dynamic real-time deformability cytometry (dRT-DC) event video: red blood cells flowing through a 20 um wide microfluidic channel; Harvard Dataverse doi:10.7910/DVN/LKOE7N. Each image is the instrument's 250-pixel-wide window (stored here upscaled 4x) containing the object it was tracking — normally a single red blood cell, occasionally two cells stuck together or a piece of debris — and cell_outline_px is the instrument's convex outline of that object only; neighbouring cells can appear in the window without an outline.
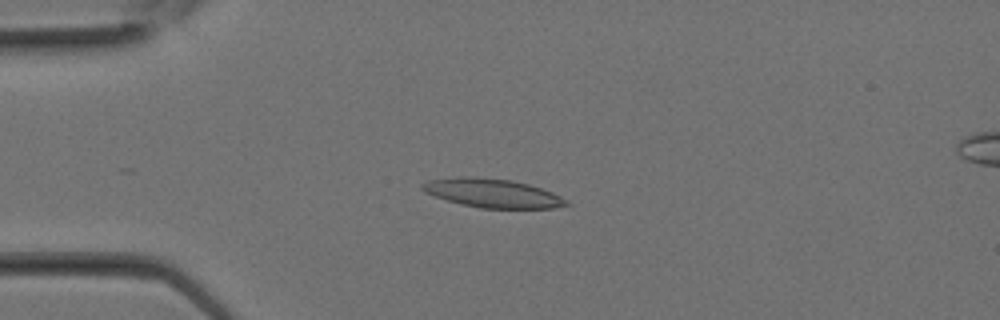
{"species": "Egyptian fruit bat (a non-hibernating species)", "species_latin": "Rousettus aegyptiacus", "temperature_condition": "room temperature", "stored_images_in_passage": 14, "camera_frame_rate_fps": 3000, "um_per_image_px": 0.085, "animal": {"sex": "female"}, "frame": {"image": 1, "passage_image": 7, "time_ms": 2.0, "image_size_px": [1000, 320], "cell_outline_px": [[572, 204], [556, 208], [480, 208], [460, 204], [424, 192], [420, 188], [420, 184], [428, 180], [460, 176], [476, 176], [512, 180], [528, 184], [552, 192], [568, 200]], "centroid_in_image_um": [41.86, 16.41], "position_along_channel_um": 43.1, "area_um2": 24.33}}
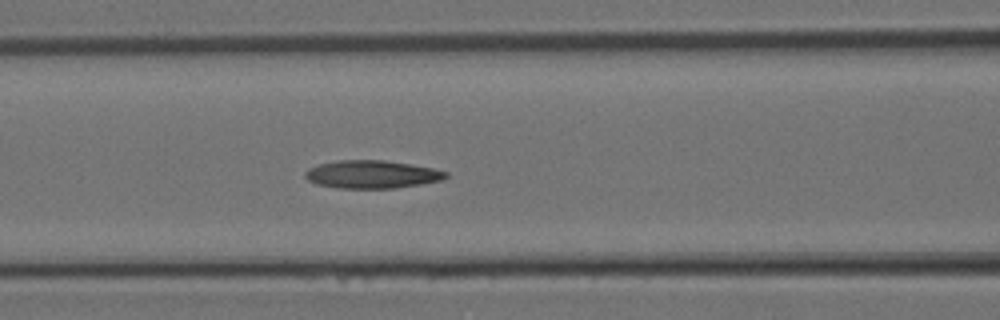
{"frame": {"image": 2, "passage_image": 12, "time_ms": 3.667, "image_size_px": [1000, 320], "cell_outline_px": [[448, 176], [444, 180], [424, 184], [396, 188], [336, 188], [316, 184], [308, 180], [304, 176], [304, 172], [308, 168], [320, 164], [340, 160], [384, 160], [412, 164], [432, 168], [448, 172]], "centroid_in_image_um": [31.64, 14.83], "position_along_channel_um": 135.0, "area_um2": 23.12}}
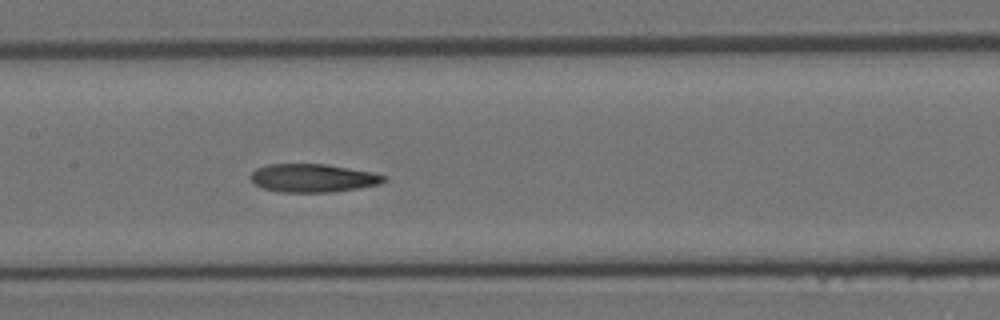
{"frame": {"image": 3, "passage_image": 14, "time_ms": 4.333, "image_size_px": [1000, 320], "cell_outline_px": [[388, 176], [380, 184], [332, 192], [280, 192], [264, 188], [256, 184], [248, 176], [256, 168], [268, 164], [324, 164], [372, 172]], "centroid_in_image_um": [26.58, 15.13], "position_along_channel_um": 180.8, "area_um2": 21.79}}